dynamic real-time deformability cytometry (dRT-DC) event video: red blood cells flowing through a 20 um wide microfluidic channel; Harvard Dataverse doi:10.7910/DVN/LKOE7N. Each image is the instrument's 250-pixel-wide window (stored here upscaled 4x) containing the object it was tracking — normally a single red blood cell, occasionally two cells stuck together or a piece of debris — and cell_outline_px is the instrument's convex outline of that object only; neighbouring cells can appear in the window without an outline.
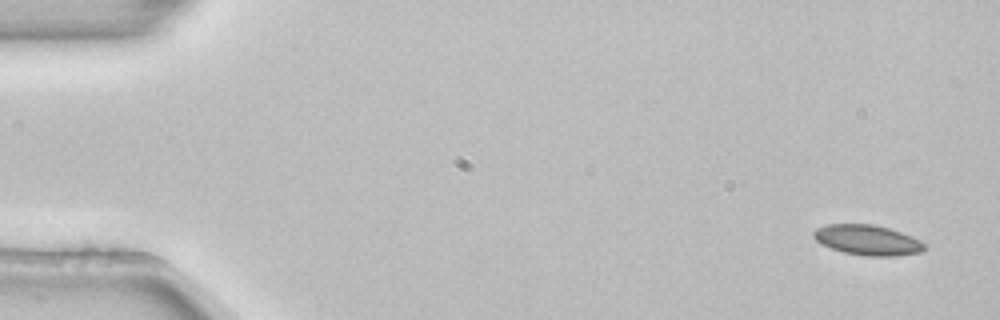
{"species": "common noctule bat (a hibernating species)", "species_latin": "Nyctalus noctula", "temperature_condition": "room temperature", "stored_images_in_passage": 4, "camera_frame_rate_fps": 3000, "um_per_image_px": 0.085, "animal": {"sex": "female", "body_mass_g": 22.7, "forearm_length_mm": 54.2}, "frame": {"image": 1, "passage_image": 1, "time_ms": 0.0, "image_size_px": [1000, 320], "cell_outline_px": [[924, 252], [896, 256], [864, 256], [844, 252], [820, 244], [812, 236], [812, 232], [816, 228], [828, 224], [872, 224], [888, 228], [912, 236], [920, 240], [924, 244]], "centroid_in_image_um": [73.72, 20.41], "position_along_channel_um": 11.3, "area_um2": 19.59}}
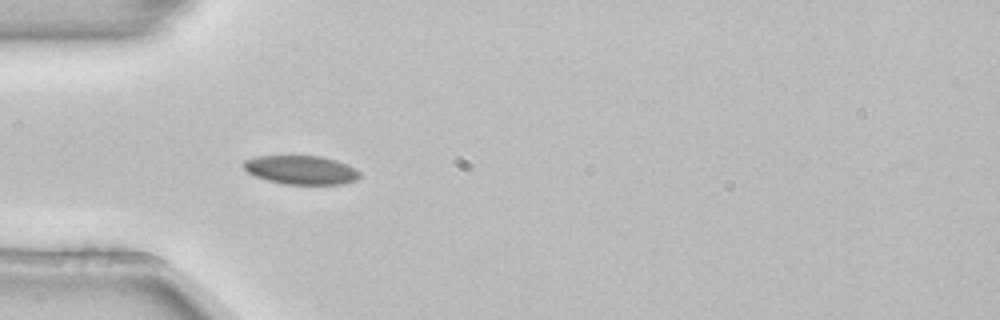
{"frame": {"image": 2, "passage_image": 4, "time_ms": 1.0, "image_size_px": [1000, 320], "cell_outline_px": [[360, 176], [356, 180], [344, 184], [284, 184], [268, 180], [256, 176], [248, 172], [244, 168], [244, 160], [256, 156], [320, 156], [336, 160], [356, 168], [360, 172]], "centroid_in_image_um": [25.62, 14.44], "position_along_channel_um": 59.4, "area_um2": 19.42}}